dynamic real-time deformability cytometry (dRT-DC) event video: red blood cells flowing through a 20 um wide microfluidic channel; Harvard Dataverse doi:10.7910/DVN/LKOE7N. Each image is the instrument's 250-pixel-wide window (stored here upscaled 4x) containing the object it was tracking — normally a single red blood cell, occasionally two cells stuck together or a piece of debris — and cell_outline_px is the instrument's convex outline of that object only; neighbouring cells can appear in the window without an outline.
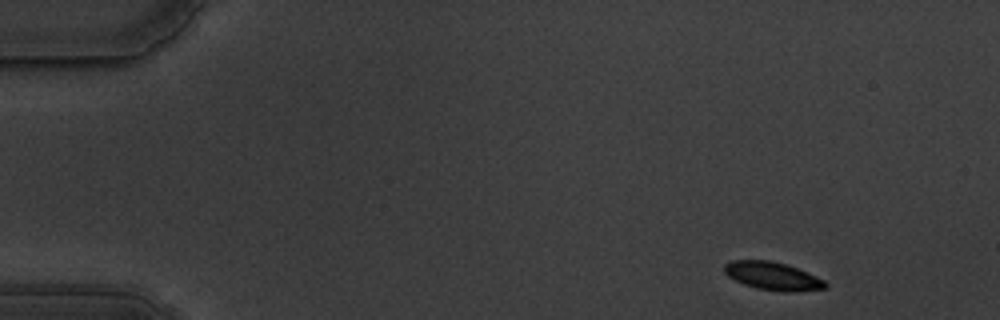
{"species": "common noctule bat (a hibernating species)", "species_latin": "Nyctalus noctula", "temperature_condition": "warm", "stored_images_in_passage": 54, "camera_frame_rate_fps": 3000, "um_per_image_px": 0.085, "animal": {"sex": "male", "body_mass_g": 19.5, "forearm_length_mm": 54.6}, "frame": {"image": 1, "passage_image": 2, "time_ms": 0.333, "image_size_px": [1000, 320], "cell_outline_px": [[828, 284], [824, 288], [792, 292], [784, 292], [756, 288], [744, 284], [728, 276], [724, 272], [724, 264], [732, 260], [768, 260], [784, 264], [796, 268], [816, 276], [824, 280]], "centroid_in_image_um": [65.65, 23.46], "position_along_channel_um": 19.3, "area_um2": 16.3}}
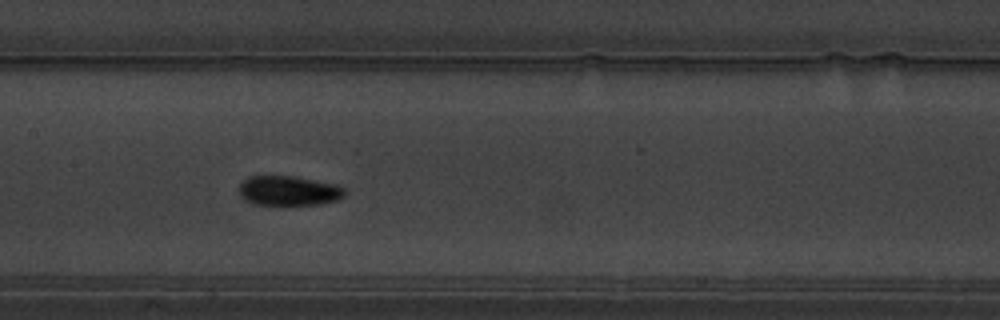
{"frame": {"image": 2, "passage_image": 25, "time_ms": 8.0, "image_size_px": [1000, 320], "cell_outline_px": [[344, 196], [336, 200], [320, 204], [280, 208], [256, 204], [240, 196], [240, 184], [248, 176], [296, 176], [336, 184], [344, 188]], "centroid_in_image_um": [24.54, 16.25], "position_along_channel_um": 182.9, "area_um2": 18.96}}
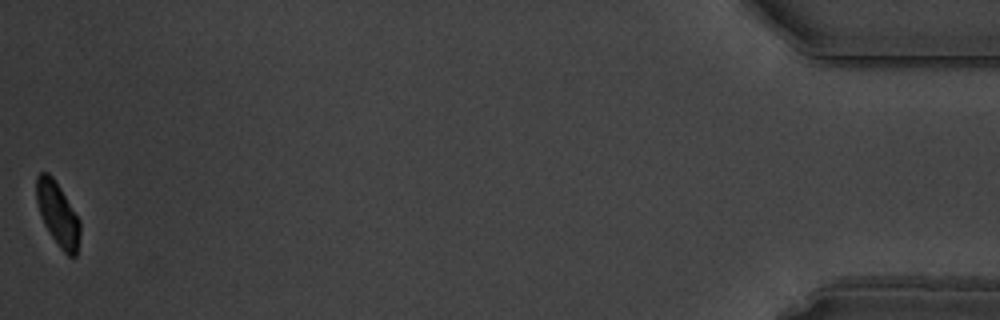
{"frame": {"image": 3, "passage_image": 54, "time_ms": 17.667, "image_size_px": [1000, 320], "cell_outline_px": [[80, 232], [76, 256], [68, 256], [60, 248], [44, 224], [36, 200], [36, 176], [40, 172], [48, 172], [52, 176], [60, 188], [80, 220]], "centroid_in_image_um": [4.9, 18.18], "position_along_channel_um": 430.3, "area_um2": 15.95}, "authors_computed_cell_mechanics": {"area_um2": 17.4845, "velocity_mm_per_s": 3.4947, "shape_relaxation_time_tau1_ms": 3.6334, "shape_relaxation_time_tau2_ms": 4.339, "deformation_change_tau1": 0.123, "deformation_change_tau2": 0.0612}}